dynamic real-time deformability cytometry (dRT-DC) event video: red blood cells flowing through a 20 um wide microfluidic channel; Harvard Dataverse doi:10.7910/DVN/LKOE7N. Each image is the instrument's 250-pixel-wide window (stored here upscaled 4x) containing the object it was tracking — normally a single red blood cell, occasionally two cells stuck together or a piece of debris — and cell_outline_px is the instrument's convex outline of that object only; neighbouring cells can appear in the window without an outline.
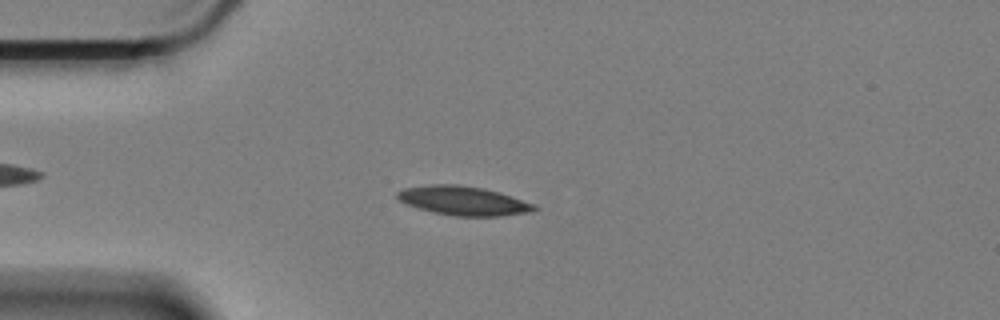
{"species": "Egyptian fruit bat (a non-hibernating species)", "species_latin": "Rousettus aegyptiacus", "temperature_condition": "cold", "stored_images_in_passage": 53, "camera_frame_rate_fps": 3000, "um_per_image_px": 0.085, "animal": {"sex": "female"}, "frame": {"image": 1, "passage_image": 9, "time_ms": 2.667, "image_size_px": [1000, 320], "cell_outline_px": [[540, 208], [532, 212], [500, 216], [456, 216], [432, 212], [408, 204], [400, 200], [396, 196], [396, 192], [404, 188], [432, 184], [456, 184], [484, 188], [500, 192], [536, 204]], "centroid_in_image_um": [39.45, 17.06], "position_along_channel_um": 45.6, "area_um2": 23.29}}
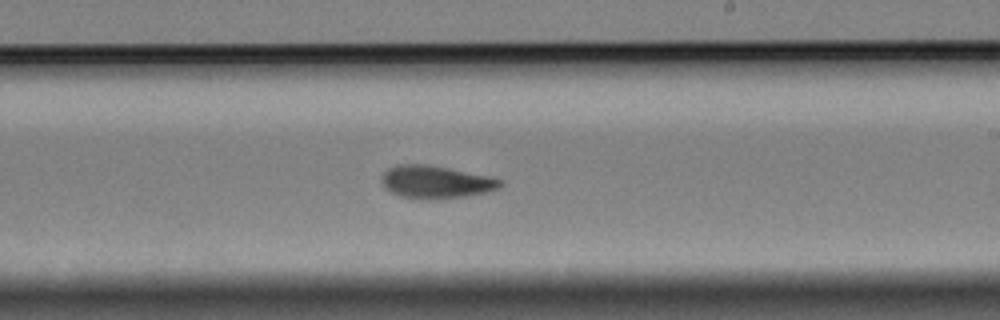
{"frame": {"image": 2, "passage_image": 29, "time_ms": 9.333, "image_size_px": [1000, 320], "cell_outline_px": [[500, 184], [496, 188], [484, 192], [468, 196], [440, 200], [416, 200], [400, 196], [384, 188], [380, 180], [380, 176], [388, 168], [396, 164], [424, 164], [484, 176], [500, 180]], "centroid_in_image_um": [36.89, 15.5], "position_along_channel_um": 252.1, "area_um2": 22.43}}
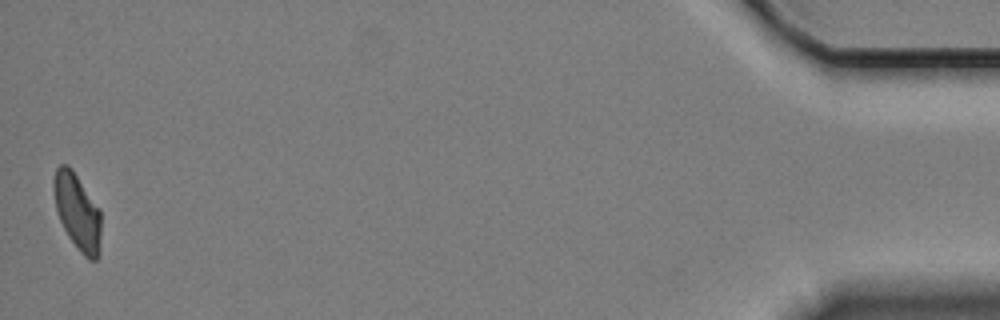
{"frame": {"image": 3, "passage_image": 53, "time_ms": 17.333, "image_size_px": [1000, 320], "cell_outline_px": [[100, 256], [96, 260], [88, 260], [80, 252], [68, 236], [60, 220], [56, 208], [52, 184], [56, 168], [60, 164], [68, 164], [72, 168], [100, 208]], "centroid_in_image_um": [6.58, 17.99], "position_along_channel_um": 428.6, "area_um2": 21.27}, "authors_computed_cell_mechanics": {"area_um2": 22.0796, "velocity_mm_per_s": 3.3376, "shape_relaxation_time_tau1_ms": 7.6511, "shape_relaxation_time_tau2_ms": 4.984, "deformation_change_tau1": 0.1691, "deformation_change_tau2": 0.1089}}